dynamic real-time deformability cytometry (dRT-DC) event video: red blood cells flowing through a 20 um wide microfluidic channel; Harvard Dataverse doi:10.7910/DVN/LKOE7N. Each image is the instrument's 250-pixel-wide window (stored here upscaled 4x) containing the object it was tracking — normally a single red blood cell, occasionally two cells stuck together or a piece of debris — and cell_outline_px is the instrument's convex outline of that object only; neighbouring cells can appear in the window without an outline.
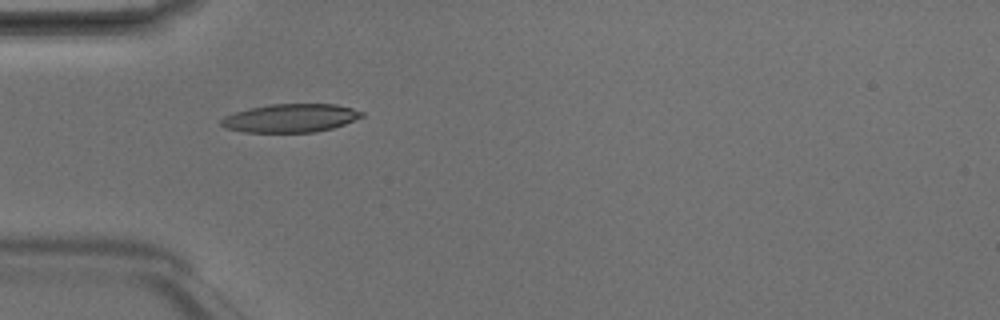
{"species": "Egyptian fruit bat (a non-hibernating species)", "species_latin": "Rousettus aegyptiacus", "temperature_condition": "room temperature", "stored_images_in_passage": 6, "camera_frame_rate_fps": 3000, "um_per_image_px": 0.085, "animal": {"sex": "male"}, "frame": {"image": 1, "passage_image": 5, "time_ms": 1.333, "image_size_px": [1000, 320], "cell_outline_px": [[364, 116], [344, 124], [332, 128], [316, 132], [244, 132], [224, 128], [220, 124], [220, 120], [224, 116], [236, 112], [268, 104], [336, 104], [352, 108], [364, 112]], "centroid_in_image_um": [24.69, 10.04], "position_along_channel_um": 60.3, "area_um2": 23.24}}